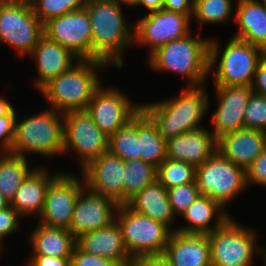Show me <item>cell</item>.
Listing matches in <instances>:
<instances>
[{
	"label": "cell",
	"mask_w": 266,
	"mask_h": 266,
	"mask_svg": "<svg viewBox=\"0 0 266 266\" xmlns=\"http://www.w3.org/2000/svg\"><path fill=\"white\" fill-rule=\"evenodd\" d=\"M88 0H34V14L44 24L52 18L84 8Z\"/></svg>",
	"instance_id": "obj_35"
},
{
	"label": "cell",
	"mask_w": 266,
	"mask_h": 266,
	"mask_svg": "<svg viewBox=\"0 0 266 266\" xmlns=\"http://www.w3.org/2000/svg\"><path fill=\"white\" fill-rule=\"evenodd\" d=\"M191 36L168 42L149 56L148 64L152 70L173 72L187 78V87H198L205 84L209 76V42ZM204 82V83H203Z\"/></svg>",
	"instance_id": "obj_4"
},
{
	"label": "cell",
	"mask_w": 266,
	"mask_h": 266,
	"mask_svg": "<svg viewBox=\"0 0 266 266\" xmlns=\"http://www.w3.org/2000/svg\"><path fill=\"white\" fill-rule=\"evenodd\" d=\"M251 89L253 93L266 96V54L257 66Z\"/></svg>",
	"instance_id": "obj_42"
},
{
	"label": "cell",
	"mask_w": 266,
	"mask_h": 266,
	"mask_svg": "<svg viewBox=\"0 0 266 266\" xmlns=\"http://www.w3.org/2000/svg\"><path fill=\"white\" fill-rule=\"evenodd\" d=\"M108 151L123 161L140 159L137 115L109 137Z\"/></svg>",
	"instance_id": "obj_32"
},
{
	"label": "cell",
	"mask_w": 266,
	"mask_h": 266,
	"mask_svg": "<svg viewBox=\"0 0 266 266\" xmlns=\"http://www.w3.org/2000/svg\"><path fill=\"white\" fill-rule=\"evenodd\" d=\"M14 107L4 97H0V116L7 115Z\"/></svg>",
	"instance_id": "obj_47"
},
{
	"label": "cell",
	"mask_w": 266,
	"mask_h": 266,
	"mask_svg": "<svg viewBox=\"0 0 266 266\" xmlns=\"http://www.w3.org/2000/svg\"><path fill=\"white\" fill-rule=\"evenodd\" d=\"M86 111L95 124L110 137L141 111V105L133 103L118 88H104L100 85Z\"/></svg>",
	"instance_id": "obj_14"
},
{
	"label": "cell",
	"mask_w": 266,
	"mask_h": 266,
	"mask_svg": "<svg viewBox=\"0 0 266 266\" xmlns=\"http://www.w3.org/2000/svg\"><path fill=\"white\" fill-rule=\"evenodd\" d=\"M236 5L239 30L233 37L266 51V5L261 0H238Z\"/></svg>",
	"instance_id": "obj_26"
},
{
	"label": "cell",
	"mask_w": 266,
	"mask_h": 266,
	"mask_svg": "<svg viewBox=\"0 0 266 266\" xmlns=\"http://www.w3.org/2000/svg\"><path fill=\"white\" fill-rule=\"evenodd\" d=\"M246 182L266 187V148L246 169Z\"/></svg>",
	"instance_id": "obj_40"
},
{
	"label": "cell",
	"mask_w": 266,
	"mask_h": 266,
	"mask_svg": "<svg viewBox=\"0 0 266 266\" xmlns=\"http://www.w3.org/2000/svg\"><path fill=\"white\" fill-rule=\"evenodd\" d=\"M258 249H259V251L261 250L259 253H261V256L263 257L264 265L266 266V249H265V247H263V248L259 247Z\"/></svg>",
	"instance_id": "obj_49"
},
{
	"label": "cell",
	"mask_w": 266,
	"mask_h": 266,
	"mask_svg": "<svg viewBox=\"0 0 266 266\" xmlns=\"http://www.w3.org/2000/svg\"><path fill=\"white\" fill-rule=\"evenodd\" d=\"M29 55L35 61L38 78L35 80L34 86L38 90L80 60L67 48L50 40L45 35L40 38Z\"/></svg>",
	"instance_id": "obj_21"
},
{
	"label": "cell",
	"mask_w": 266,
	"mask_h": 266,
	"mask_svg": "<svg viewBox=\"0 0 266 266\" xmlns=\"http://www.w3.org/2000/svg\"><path fill=\"white\" fill-rule=\"evenodd\" d=\"M204 88V85L182 88L174 98L140 104L141 111L156 126L160 136L168 141L202 127L200 122L210 106L208 92Z\"/></svg>",
	"instance_id": "obj_2"
},
{
	"label": "cell",
	"mask_w": 266,
	"mask_h": 266,
	"mask_svg": "<svg viewBox=\"0 0 266 266\" xmlns=\"http://www.w3.org/2000/svg\"><path fill=\"white\" fill-rule=\"evenodd\" d=\"M10 206V201L0 192V209Z\"/></svg>",
	"instance_id": "obj_48"
},
{
	"label": "cell",
	"mask_w": 266,
	"mask_h": 266,
	"mask_svg": "<svg viewBox=\"0 0 266 266\" xmlns=\"http://www.w3.org/2000/svg\"><path fill=\"white\" fill-rule=\"evenodd\" d=\"M0 192L11 202L24 180L35 169L27 158L9 151L0 152Z\"/></svg>",
	"instance_id": "obj_30"
},
{
	"label": "cell",
	"mask_w": 266,
	"mask_h": 266,
	"mask_svg": "<svg viewBox=\"0 0 266 266\" xmlns=\"http://www.w3.org/2000/svg\"><path fill=\"white\" fill-rule=\"evenodd\" d=\"M193 4L199 2V1H202V0H191Z\"/></svg>",
	"instance_id": "obj_51"
},
{
	"label": "cell",
	"mask_w": 266,
	"mask_h": 266,
	"mask_svg": "<svg viewBox=\"0 0 266 266\" xmlns=\"http://www.w3.org/2000/svg\"><path fill=\"white\" fill-rule=\"evenodd\" d=\"M126 205L131 210L159 221L169 228L176 218L168 199L167 189L158 179L144 187Z\"/></svg>",
	"instance_id": "obj_27"
},
{
	"label": "cell",
	"mask_w": 266,
	"mask_h": 266,
	"mask_svg": "<svg viewBox=\"0 0 266 266\" xmlns=\"http://www.w3.org/2000/svg\"><path fill=\"white\" fill-rule=\"evenodd\" d=\"M31 260V261H30ZM27 266H70L68 258L52 256H32Z\"/></svg>",
	"instance_id": "obj_44"
},
{
	"label": "cell",
	"mask_w": 266,
	"mask_h": 266,
	"mask_svg": "<svg viewBox=\"0 0 266 266\" xmlns=\"http://www.w3.org/2000/svg\"><path fill=\"white\" fill-rule=\"evenodd\" d=\"M217 151L245 170L266 148V132L242 128L217 139Z\"/></svg>",
	"instance_id": "obj_19"
},
{
	"label": "cell",
	"mask_w": 266,
	"mask_h": 266,
	"mask_svg": "<svg viewBox=\"0 0 266 266\" xmlns=\"http://www.w3.org/2000/svg\"><path fill=\"white\" fill-rule=\"evenodd\" d=\"M63 117V155L74 151L79 157L81 169L108 151L109 137L86 110L70 111Z\"/></svg>",
	"instance_id": "obj_11"
},
{
	"label": "cell",
	"mask_w": 266,
	"mask_h": 266,
	"mask_svg": "<svg viewBox=\"0 0 266 266\" xmlns=\"http://www.w3.org/2000/svg\"><path fill=\"white\" fill-rule=\"evenodd\" d=\"M33 256H52L71 259L76 237L67 229L52 228L41 223L30 233Z\"/></svg>",
	"instance_id": "obj_28"
},
{
	"label": "cell",
	"mask_w": 266,
	"mask_h": 266,
	"mask_svg": "<svg viewBox=\"0 0 266 266\" xmlns=\"http://www.w3.org/2000/svg\"><path fill=\"white\" fill-rule=\"evenodd\" d=\"M60 173L50 175L48 170L35 168L24 180L20 188L15 193L10 205L22 216H40L46 197V191L51 182Z\"/></svg>",
	"instance_id": "obj_25"
},
{
	"label": "cell",
	"mask_w": 266,
	"mask_h": 266,
	"mask_svg": "<svg viewBox=\"0 0 266 266\" xmlns=\"http://www.w3.org/2000/svg\"><path fill=\"white\" fill-rule=\"evenodd\" d=\"M192 16L165 9L148 12L134 24V43L149 47L150 56L166 43L191 33Z\"/></svg>",
	"instance_id": "obj_13"
},
{
	"label": "cell",
	"mask_w": 266,
	"mask_h": 266,
	"mask_svg": "<svg viewBox=\"0 0 266 266\" xmlns=\"http://www.w3.org/2000/svg\"><path fill=\"white\" fill-rule=\"evenodd\" d=\"M122 3L130 6L128 1L120 0H88L85 6L92 28V60H101L119 69L124 64L121 54L134 45L135 27L126 22Z\"/></svg>",
	"instance_id": "obj_1"
},
{
	"label": "cell",
	"mask_w": 266,
	"mask_h": 266,
	"mask_svg": "<svg viewBox=\"0 0 266 266\" xmlns=\"http://www.w3.org/2000/svg\"><path fill=\"white\" fill-rule=\"evenodd\" d=\"M84 188L83 178L79 180L72 173L61 172L47 188L39 223L69 230L76 200Z\"/></svg>",
	"instance_id": "obj_15"
},
{
	"label": "cell",
	"mask_w": 266,
	"mask_h": 266,
	"mask_svg": "<svg viewBox=\"0 0 266 266\" xmlns=\"http://www.w3.org/2000/svg\"><path fill=\"white\" fill-rule=\"evenodd\" d=\"M232 0H202L194 4L192 19L204 24L226 23L232 17Z\"/></svg>",
	"instance_id": "obj_34"
},
{
	"label": "cell",
	"mask_w": 266,
	"mask_h": 266,
	"mask_svg": "<svg viewBox=\"0 0 266 266\" xmlns=\"http://www.w3.org/2000/svg\"><path fill=\"white\" fill-rule=\"evenodd\" d=\"M137 138L140 160L158 167L166 159V141L142 111L137 114Z\"/></svg>",
	"instance_id": "obj_29"
},
{
	"label": "cell",
	"mask_w": 266,
	"mask_h": 266,
	"mask_svg": "<svg viewBox=\"0 0 266 266\" xmlns=\"http://www.w3.org/2000/svg\"><path fill=\"white\" fill-rule=\"evenodd\" d=\"M21 216L10 205L4 209H0V246H3V238L13 234L19 230Z\"/></svg>",
	"instance_id": "obj_39"
},
{
	"label": "cell",
	"mask_w": 266,
	"mask_h": 266,
	"mask_svg": "<svg viewBox=\"0 0 266 266\" xmlns=\"http://www.w3.org/2000/svg\"><path fill=\"white\" fill-rule=\"evenodd\" d=\"M195 176L196 167L183 161L166 158L157 167V179L166 189L195 182Z\"/></svg>",
	"instance_id": "obj_33"
},
{
	"label": "cell",
	"mask_w": 266,
	"mask_h": 266,
	"mask_svg": "<svg viewBox=\"0 0 266 266\" xmlns=\"http://www.w3.org/2000/svg\"><path fill=\"white\" fill-rule=\"evenodd\" d=\"M171 266H211L208 235L171 233L163 254Z\"/></svg>",
	"instance_id": "obj_23"
},
{
	"label": "cell",
	"mask_w": 266,
	"mask_h": 266,
	"mask_svg": "<svg viewBox=\"0 0 266 266\" xmlns=\"http://www.w3.org/2000/svg\"><path fill=\"white\" fill-rule=\"evenodd\" d=\"M211 132L201 127L166 141V158L195 167L203 164L217 150V140Z\"/></svg>",
	"instance_id": "obj_20"
},
{
	"label": "cell",
	"mask_w": 266,
	"mask_h": 266,
	"mask_svg": "<svg viewBox=\"0 0 266 266\" xmlns=\"http://www.w3.org/2000/svg\"><path fill=\"white\" fill-rule=\"evenodd\" d=\"M129 264L131 266H171L163 254L134 257Z\"/></svg>",
	"instance_id": "obj_43"
},
{
	"label": "cell",
	"mask_w": 266,
	"mask_h": 266,
	"mask_svg": "<svg viewBox=\"0 0 266 266\" xmlns=\"http://www.w3.org/2000/svg\"><path fill=\"white\" fill-rule=\"evenodd\" d=\"M10 2H18V3H26V4H32L34 2V0H7Z\"/></svg>",
	"instance_id": "obj_50"
},
{
	"label": "cell",
	"mask_w": 266,
	"mask_h": 266,
	"mask_svg": "<svg viewBox=\"0 0 266 266\" xmlns=\"http://www.w3.org/2000/svg\"><path fill=\"white\" fill-rule=\"evenodd\" d=\"M216 216L215 224L211 225L213 217ZM187 225L173 228L187 234H206L222 227L231 217L227 214L224 207L217 201L212 200L207 195L200 194L182 214Z\"/></svg>",
	"instance_id": "obj_24"
},
{
	"label": "cell",
	"mask_w": 266,
	"mask_h": 266,
	"mask_svg": "<svg viewBox=\"0 0 266 266\" xmlns=\"http://www.w3.org/2000/svg\"><path fill=\"white\" fill-rule=\"evenodd\" d=\"M230 218L208 234L211 266H251L257 244L252 229Z\"/></svg>",
	"instance_id": "obj_9"
},
{
	"label": "cell",
	"mask_w": 266,
	"mask_h": 266,
	"mask_svg": "<svg viewBox=\"0 0 266 266\" xmlns=\"http://www.w3.org/2000/svg\"><path fill=\"white\" fill-rule=\"evenodd\" d=\"M76 246L83 252L109 258L120 266L128 265L132 260L116 220L102 229L79 235Z\"/></svg>",
	"instance_id": "obj_22"
},
{
	"label": "cell",
	"mask_w": 266,
	"mask_h": 266,
	"mask_svg": "<svg viewBox=\"0 0 266 266\" xmlns=\"http://www.w3.org/2000/svg\"><path fill=\"white\" fill-rule=\"evenodd\" d=\"M163 9L184 15H193L194 4L191 0H164Z\"/></svg>",
	"instance_id": "obj_45"
},
{
	"label": "cell",
	"mask_w": 266,
	"mask_h": 266,
	"mask_svg": "<svg viewBox=\"0 0 266 266\" xmlns=\"http://www.w3.org/2000/svg\"><path fill=\"white\" fill-rule=\"evenodd\" d=\"M44 35L80 60H92V28L87 9L81 8L43 24Z\"/></svg>",
	"instance_id": "obj_12"
},
{
	"label": "cell",
	"mask_w": 266,
	"mask_h": 266,
	"mask_svg": "<svg viewBox=\"0 0 266 266\" xmlns=\"http://www.w3.org/2000/svg\"><path fill=\"white\" fill-rule=\"evenodd\" d=\"M44 35L43 23L30 4L0 0V42L22 57L29 55Z\"/></svg>",
	"instance_id": "obj_10"
},
{
	"label": "cell",
	"mask_w": 266,
	"mask_h": 266,
	"mask_svg": "<svg viewBox=\"0 0 266 266\" xmlns=\"http://www.w3.org/2000/svg\"><path fill=\"white\" fill-rule=\"evenodd\" d=\"M157 179V167L140 159L125 161L124 204Z\"/></svg>",
	"instance_id": "obj_31"
},
{
	"label": "cell",
	"mask_w": 266,
	"mask_h": 266,
	"mask_svg": "<svg viewBox=\"0 0 266 266\" xmlns=\"http://www.w3.org/2000/svg\"><path fill=\"white\" fill-rule=\"evenodd\" d=\"M195 181L200 194L207 195L223 207L247 188L246 170L234 165L217 150L196 167Z\"/></svg>",
	"instance_id": "obj_8"
},
{
	"label": "cell",
	"mask_w": 266,
	"mask_h": 266,
	"mask_svg": "<svg viewBox=\"0 0 266 266\" xmlns=\"http://www.w3.org/2000/svg\"><path fill=\"white\" fill-rule=\"evenodd\" d=\"M209 39V73L216 67L214 86H251L266 51L234 37L220 51L218 41Z\"/></svg>",
	"instance_id": "obj_5"
},
{
	"label": "cell",
	"mask_w": 266,
	"mask_h": 266,
	"mask_svg": "<svg viewBox=\"0 0 266 266\" xmlns=\"http://www.w3.org/2000/svg\"><path fill=\"white\" fill-rule=\"evenodd\" d=\"M218 106L211 115L213 136L217 140L244 128V111L253 93L251 86H215Z\"/></svg>",
	"instance_id": "obj_18"
},
{
	"label": "cell",
	"mask_w": 266,
	"mask_h": 266,
	"mask_svg": "<svg viewBox=\"0 0 266 266\" xmlns=\"http://www.w3.org/2000/svg\"><path fill=\"white\" fill-rule=\"evenodd\" d=\"M70 266H120L117 262L81 251L74 248L70 259Z\"/></svg>",
	"instance_id": "obj_41"
},
{
	"label": "cell",
	"mask_w": 266,
	"mask_h": 266,
	"mask_svg": "<svg viewBox=\"0 0 266 266\" xmlns=\"http://www.w3.org/2000/svg\"><path fill=\"white\" fill-rule=\"evenodd\" d=\"M101 60H78L69 70L45 84L39 92L50 108L61 113L86 110L96 89L101 85L98 70H105Z\"/></svg>",
	"instance_id": "obj_3"
},
{
	"label": "cell",
	"mask_w": 266,
	"mask_h": 266,
	"mask_svg": "<svg viewBox=\"0 0 266 266\" xmlns=\"http://www.w3.org/2000/svg\"><path fill=\"white\" fill-rule=\"evenodd\" d=\"M115 220L132 258L164 254L172 228L131 210L126 204L119 205Z\"/></svg>",
	"instance_id": "obj_7"
},
{
	"label": "cell",
	"mask_w": 266,
	"mask_h": 266,
	"mask_svg": "<svg viewBox=\"0 0 266 266\" xmlns=\"http://www.w3.org/2000/svg\"><path fill=\"white\" fill-rule=\"evenodd\" d=\"M124 164L125 161L109 151L103 153L82 169L85 187L91 192L123 205Z\"/></svg>",
	"instance_id": "obj_16"
},
{
	"label": "cell",
	"mask_w": 266,
	"mask_h": 266,
	"mask_svg": "<svg viewBox=\"0 0 266 266\" xmlns=\"http://www.w3.org/2000/svg\"><path fill=\"white\" fill-rule=\"evenodd\" d=\"M17 114L13 108L7 115L0 116V151H10L15 137Z\"/></svg>",
	"instance_id": "obj_38"
},
{
	"label": "cell",
	"mask_w": 266,
	"mask_h": 266,
	"mask_svg": "<svg viewBox=\"0 0 266 266\" xmlns=\"http://www.w3.org/2000/svg\"><path fill=\"white\" fill-rule=\"evenodd\" d=\"M130 6H144L149 12L163 9L164 0H131Z\"/></svg>",
	"instance_id": "obj_46"
},
{
	"label": "cell",
	"mask_w": 266,
	"mask_h": 266,
	"mask_svg": "<svg viewBox=\"0 0 266 266\" xmlns=\"http://www.w3.org/2000/svg\"><path fill=\"white\" fill-rule=\"evenodd\" d=\"M49 109V110H48ZM16 120L14 143L9 152L26 158V152L45 158L63 155V113L53 108Z\"/></svg>",
	"instance_id": "obj_6"
},
{
	"label": "cell",
	"mask_w": 266,
	"mask_h": 266,
	"mask_svg": "<svg viewBox=\"0 0 266 266\" xmlns=\"http://www.w3.org/2000/svg\"><path fill=\"white\" fill-rule=\"evenodd\" d=\"M167 195L174 214L182 216L188 206L200 195V192L195 181L167 189Z\"/></svg>",
	"instance_id": "obj_37"
},
{
	"label": "cell",
	"mask_w": 266,
	"mask_h": 266,
	"mask_svg": "<svg viewBox=\"0 0 266 266\" xmlns=\"http://www.w3.org/2000/svg\"><path fill=\"white\" fill-rule=\"evenodd\" d=\"M244 127L266 132V96L251 94L244 111Z\"/></svg>",
	"instance_id": "obj_36"
},
{
	"label": "cell",
	"mask_w": 266,
	"mask_h": 266,
	"mask_svg": "<svg viewBox=\"0 0 266 266\" xmlns=\"http://www.w3.org/2000/svg\"><path fill=\"white\" fill-rule=\"evenodd\" d=\"M119 204L108 197L89 191L86 187L79 194L69 231L79 235L102 229L115 221Z\"/></svg>",
	"instance_id": "obj_17"
}]
</instances>
